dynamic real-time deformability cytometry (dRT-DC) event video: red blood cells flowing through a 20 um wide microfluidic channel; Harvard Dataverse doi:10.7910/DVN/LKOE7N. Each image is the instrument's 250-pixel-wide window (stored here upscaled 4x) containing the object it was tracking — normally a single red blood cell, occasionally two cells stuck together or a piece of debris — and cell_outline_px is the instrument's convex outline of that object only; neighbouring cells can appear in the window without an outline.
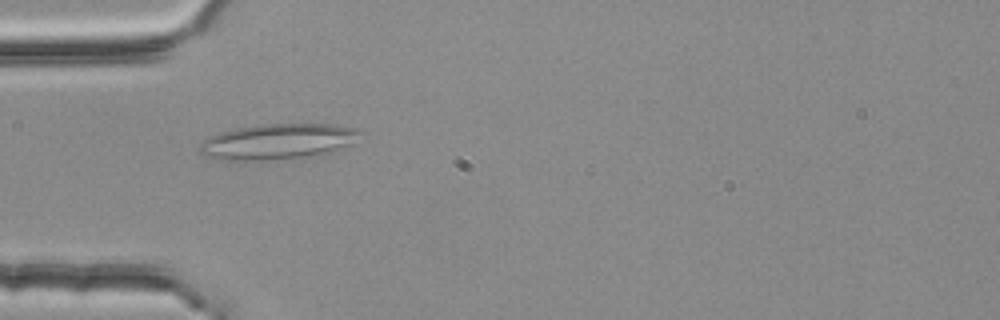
{"species": "common noctule bat (a hibernating species)", "species_latin": "Nyctalus noctula", "temperature_condition": "room temperature", "stored_images_in_passage": 4, "camera_frame_rate_fps": 3000, "um_per_image_px": 0.085, "animal": {"sex": "female", "body_mass_g": 25.1}, "frame": {"image": 1, "passage_image": 4, "time_ms": 1.0, "image_size_px": [1000, 320], "cell_outline_px": [[364, 132], [348, 144], [324, 156], [268, 160], [216, 160], [200, 152], [200, 144], [208, 136], [220, 132], [236, 128], [256, 124], [332, 124], [360, 128]], "centroid_in_image_um": [23.64, 12.03], "position_along_channel_um": 61.4, "area_um2": 33.76}}